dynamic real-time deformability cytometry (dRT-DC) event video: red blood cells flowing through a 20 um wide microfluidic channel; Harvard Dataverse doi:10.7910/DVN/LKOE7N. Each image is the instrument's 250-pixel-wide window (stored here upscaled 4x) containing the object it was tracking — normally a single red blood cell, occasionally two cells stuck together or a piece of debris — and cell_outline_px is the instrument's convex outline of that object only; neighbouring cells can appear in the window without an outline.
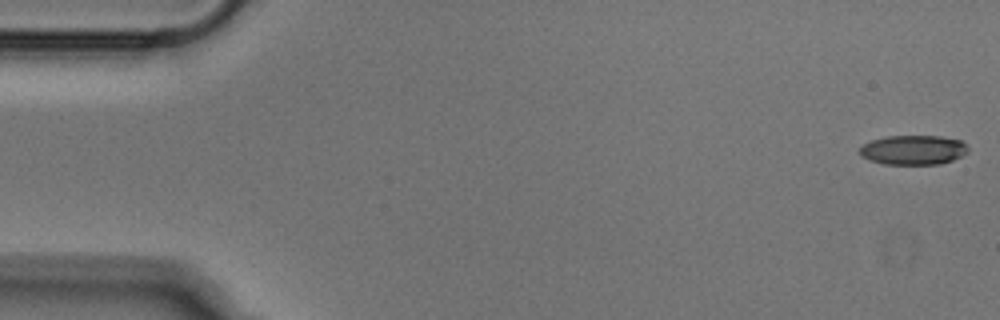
{"species": "Egyptian fruit bat (a non-hibernating species)", "species_latin": "Rousettus aegyptiacus", "temperature_condition": "cold", "stored_images_in_passage": 16, "camera_frame_rate_fps": 3000, "um_per_image_px": 0.085, "animal": {"sex": "male"}, "frame": {"image": 1, "passage_image": 1, "time_ms": 0.0, "image_size_px": [1000, 320], "cell_outline_px": [[968, 152], [952, 160], [940, 164], [884, 164], [868, 160], [860, 156], [860, 148], [864, 144], [872, 140], [888, 136], [940, 136], [960, 140], [968, 148]], "centroid_in_image_um": [77.61, 12.75], "position_along_channel_um": 7.4, "area_um2": 18.55}}
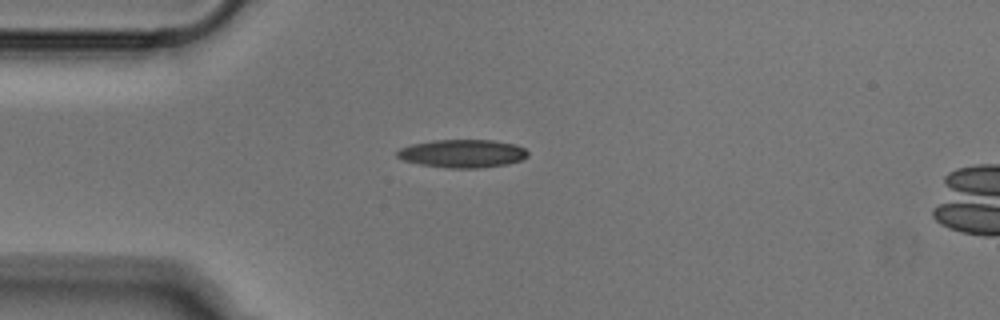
{"frame": {"image": 2, "passage_image": 13, "time_ms": 4.0, "image_size_px": [1000, 320], "cell_outline_px": [[528, 156], [520, 160], [504, 164], [480, 168], [448, 168], [420, 164], [404, 160], [396, 156], [396, 152], [400, 148], [412, 144], [432, 140], [492, 140], [516, 144], [524, 148], [528, 152]], "centroid_in_image_um": [39.3, 13.04], "position_along_channel_um": 45.7, "area_um2": 21.33}}